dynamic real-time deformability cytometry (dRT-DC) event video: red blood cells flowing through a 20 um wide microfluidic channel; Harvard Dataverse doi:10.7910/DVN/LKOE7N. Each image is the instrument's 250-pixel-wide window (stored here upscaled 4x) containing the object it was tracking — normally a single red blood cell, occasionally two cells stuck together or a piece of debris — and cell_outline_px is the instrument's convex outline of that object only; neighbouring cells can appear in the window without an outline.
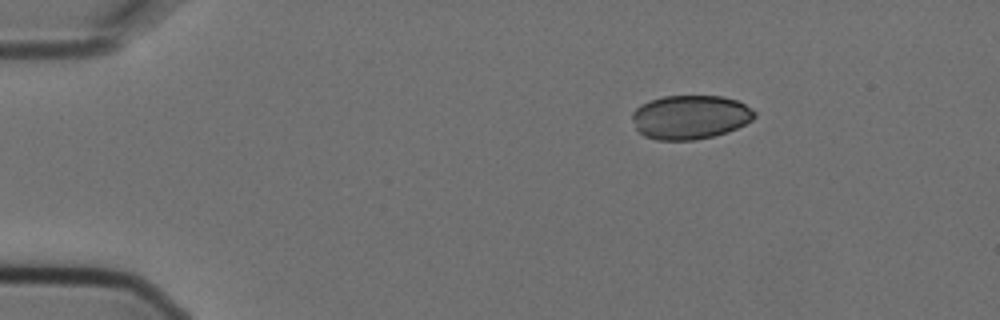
{"species": "Egyptian fruit bat (a non-hibernating species)", "species_latin": "Rousettus aegyptiacus", "temperature_condition": "cold", "stored_images_in_passage": 5, "camera_frame_rate_fps": 3000, "um_per_image_px": 0.085, "animal": {"sex": "female"}, "frame": {"image": 1, "passage_image": 1, "time_ms": 0.0, "image_size_px": [1000, 320], "cell_outline_px": [[756, 116], [752, 120], [736, 128], [712, 136], [696, 140], [656, 140], [644, 136], [636, 128], [632, 116], [632, 112], [640, 104], [664, 96], [724, 96], [736, 100], [752, 108], [756, 112]], "centroid_in_image_um": [58.66, 9.95], "position_along_channel_um": 26.3, "area_um2": 31.27}}